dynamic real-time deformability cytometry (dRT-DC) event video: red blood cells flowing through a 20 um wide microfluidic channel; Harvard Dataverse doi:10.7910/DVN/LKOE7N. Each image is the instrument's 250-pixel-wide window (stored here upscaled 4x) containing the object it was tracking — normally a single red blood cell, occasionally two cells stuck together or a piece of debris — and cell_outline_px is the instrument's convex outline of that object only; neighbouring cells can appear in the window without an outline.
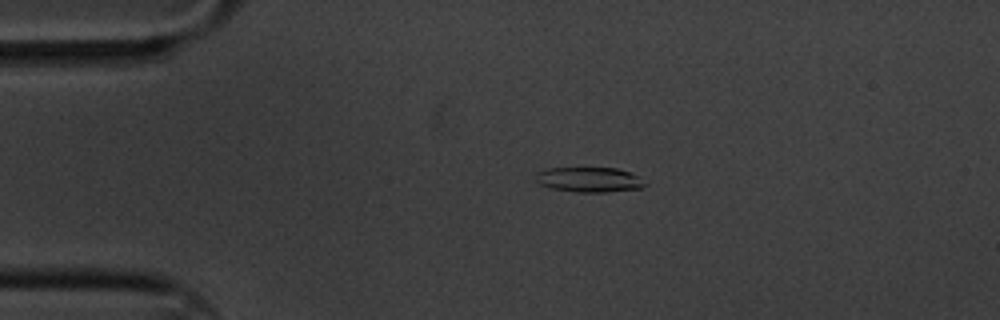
{"species": "common noctule bat (a hibernating species)", "species_latin": "Nyctalus noctula", "temperature_condition": "cold", "stored_images_in_passage": 3, "camera_frame_rate_fps": 3000, "um_per_image_px": 0.085, "animal": {"sex": "male", "body_mass_g": 20.1, "forearm_length_mm": 53.5}, "frame": {"image": 1, "passage_image": 1, "time_ms": 0.0, "image_size_px": [1000, 320], "cell_outline_px": [[648, 184], [640, 188], [604, 192], [576, 192], [552, 188], [540, 184], [532, 176], [536, 172], [544, 168], [616, 168], [628, 172], [636, 176]], "centroid_in_image_um": [50.01, 15.26], "position_along_channel_um": 35.0, "area_um2": 15.84}}